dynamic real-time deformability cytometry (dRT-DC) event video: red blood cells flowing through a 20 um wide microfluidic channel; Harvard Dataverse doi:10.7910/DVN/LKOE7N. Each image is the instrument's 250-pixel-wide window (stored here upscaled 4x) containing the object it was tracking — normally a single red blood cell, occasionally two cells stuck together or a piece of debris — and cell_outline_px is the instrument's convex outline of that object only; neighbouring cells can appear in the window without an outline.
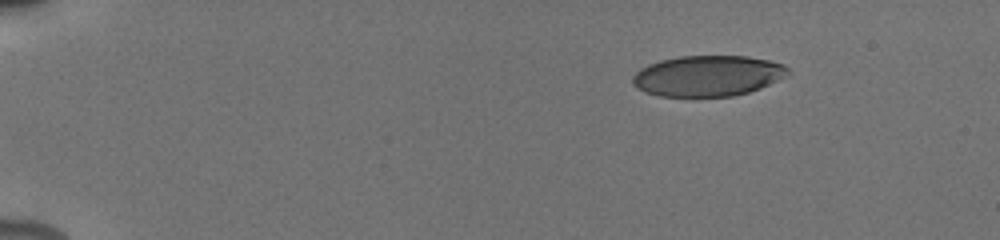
{"species": "human", "species_latin": "Homo sapiens", "temperature_condition": "cold", "stored_images_in_passage": 11, "camera_frame_rate_fps": 3000, "um_per_image_px": 0.085, "donor": {"sex": "male"}, "frame": {"image": 1, "passage_image": 1, "time_ms": 0.0, "image_size_px": [1000, 240], "cell_outline_px": [[788, 72], [784, 76], [760, 88], [748, 92], [732, 96], [660, 96], [644, 92], [636, 88], [632, 84], [632, 76], [640, 68], [648, 64], [660, 60], [680, 56], [748, 56], [768, 60], [784, 64], [788, 68]], "centroid_in_image_um": [60.1, 6.44], "position_along_channel_um": 24.9, "area_um2": 36.82}}
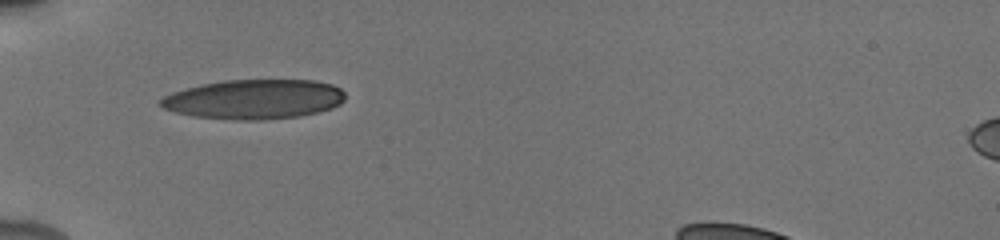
{"frame": {"image": 2, "passage_image": 9, "time_ms": 3.667, "image_size_px": [1000, 240], "cell_outline_px": [[344, 100], [340, 104], [332, 108], [300, 116], [264, 120], [232, 120], [196, 116], [176, 112], [164, 108], [156, 104], [164, 96], [172, 92], [200, 84], [224, 80], [316, 80], [332, 84], [340, 88], [344, 92]], "centroid_in_image_um": [21.6, 8.43], "position_along_channel_um": 63.4, "area_um2": 42.77}}